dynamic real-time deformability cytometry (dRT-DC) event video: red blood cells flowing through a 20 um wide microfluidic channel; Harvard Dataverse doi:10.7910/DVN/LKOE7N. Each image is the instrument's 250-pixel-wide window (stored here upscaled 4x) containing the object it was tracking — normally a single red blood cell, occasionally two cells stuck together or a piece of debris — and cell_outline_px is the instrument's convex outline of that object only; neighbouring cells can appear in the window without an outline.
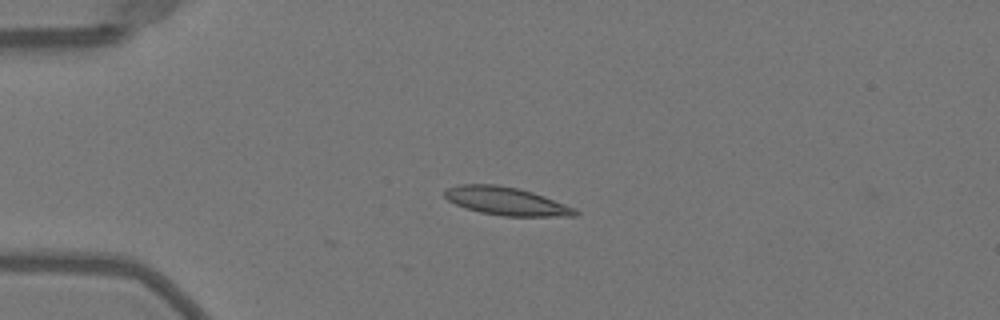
{"species": "Egyptian fruit bat (a non-hibernating species)", "species_latin": "Rousettus aegyptiacus", "temperature_condition": "warm", "stored_images_in_passage": 39, "camera_frame_rate_fps": 3000, "um_per_image_px": 0.085, "animal": {"sex": "female"}, "frame": {"image": 1, "passage_image": 1, "time_ms": 0.0, "image_size_px": [1000, 320], "cell_outline_px": [[580, 212], [576, 216], [504, 216], [480, 212], [464, 208], [448, 200], [444, 196], [444, 192], [448, 188], [460, 184], [496, 184], [520, 188], [544, 196], [576, 208]], "centroid_in_image_um": [43.05, 17.1], "position_along_channel_um": 42.0, "area_um2": 21.44}}
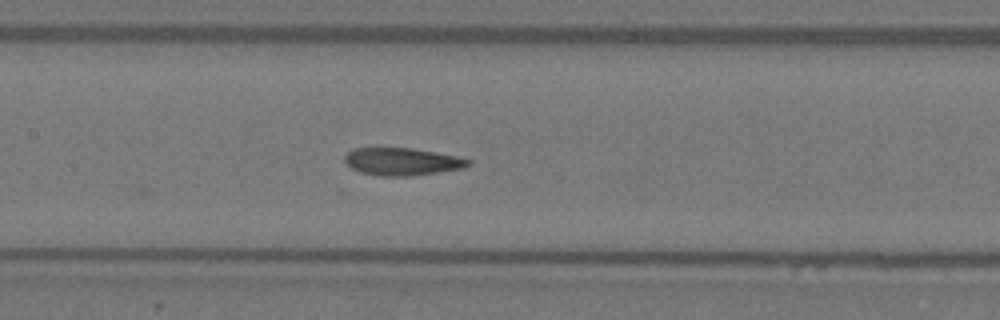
{"frame": {"image": 2, "passage_image": 13, "time_ms": 4.0, "image_size_px": [1000, 320], "cell_outline_px": [[472, 164], [464, 168], [412, 176], [380, 176], [360, 172], [352, 168], [344, 160], [344, 156], [352, 148], [412, 148], [456, 156], [472, 160]], "centroid_in_image_um": [34.19, 13.74], "position_along_channel_um": 173.2, "area_um2": 19.83}}
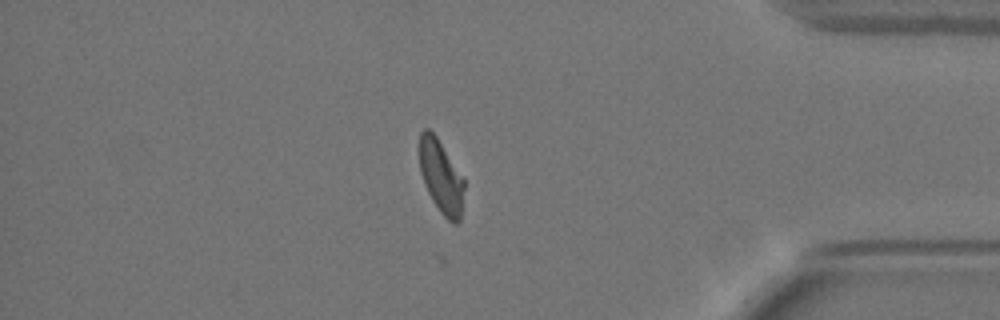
{"frame": {"image": 3, "passage_image": 32, "time_ms": 10.333, "image_size_px": [1000, 320], "cell_outline_px": [[464, 188], [460, 220], [456, 224], [452, 224], [440, 212], [432, 200], [424, 184], [420, 172], [420, 132], [424, 128], [428, 128], [436, 136], [464, 176]], "centroid_in_image_um": [37.5, 15.02], "position_along_channel_um": 397.7, "area_um2": 19.19}, "authors_computed_cell_mechanics": {"area_um2": 20.2878, "velocity_mm_per_s": 4.0163, "shape_relaxation_time_tau1_ms": 6.1083, "shape_relaxation_time_tau2_ms": 2.0156, "deformation_change_tau1": 0.1962, "deformation_change_tau2": 0.0858}}